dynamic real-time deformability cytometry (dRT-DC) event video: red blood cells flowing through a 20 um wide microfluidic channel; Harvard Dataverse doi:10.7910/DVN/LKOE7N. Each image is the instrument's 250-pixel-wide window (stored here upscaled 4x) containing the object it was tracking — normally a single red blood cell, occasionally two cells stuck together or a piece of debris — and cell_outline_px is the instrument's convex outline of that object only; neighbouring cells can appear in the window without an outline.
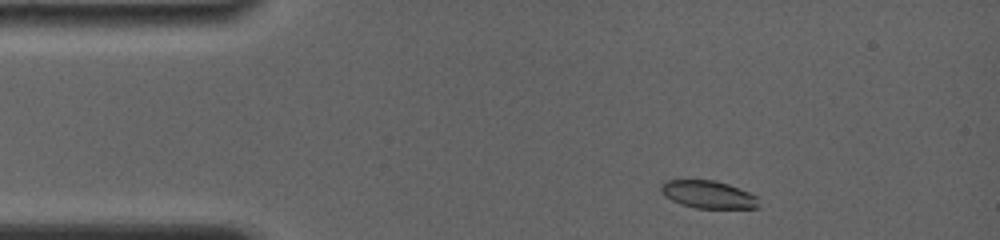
{"species": "common noctule bat (a hibernating species)", "species_latin": "Nyctalus noctula", "temperature_condition": "room temperature", "stored_images_in_passage": 26, "camera_frame_rate_fps": 4000, "um_per_image_px": 0.085, "animal": {"sex": "female", "body_mass_g": 19.0, "forearm_length_mm": 56.7}, "frame": {"image": 1, "passage_image": 2, "time_ms": 0.5, "image_size_px": [1000, 240], "cell_outline_px": [[760, 208], [696, 208], [680, 204], [664, 196], [660, 192], [660, 184], [664, 180], [712, 180], [728, 184], [748, 192], [756, 196]], "centroid_in_image_um": [60.15, 16.53], "position_along_channel_um": 24.9, "area_um2": 15.78}}
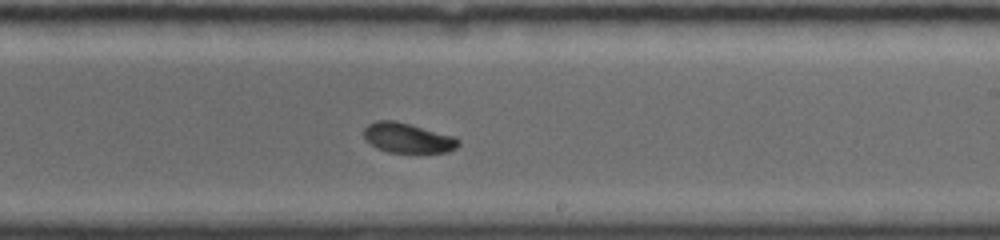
{"frame": {"image": 2, "passage_image": 16, "time_ms": 8.0, "image_size_px": [1000, 240], "cell_outline_px": [[460, 144], [456, 148], [448, 152], [388, 152], [376, 148], [364, 136], [364, 128], [368, 124], [376, 120], [396, 120], [456, 136], [460, 140]], "centroid_in_image_um": [34.69, 11.71], "position_along_channel_um": 254.3, "area_um2": 16.59}}
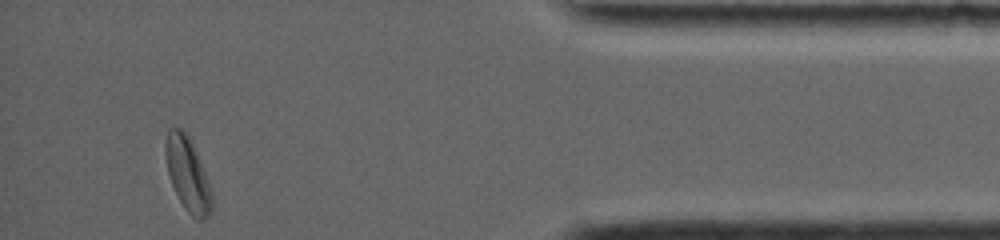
{"frame": {"image": 3, "passage_image": 26, "time_ms": 13.25, "image_size_px": [1000, 240], "cell_outline_px": [[212, 212], [204, 220], [196, 220], [184, 208], [172, 184], [168, 172], [164, 152], [164, 148], [168, 128], [180, 128], [188, 136], [196, 152], [208, 180], [212, 196]], "centroid_in_image_um": [15.95, 14.84], "position_along_channel_um": 419.3, "area_um2": 19.71}, "authors_computed_cell_mechanics": {"area_um2": 16.7909, "velocity_mm_per_s": 3.83, "shape_relaxation_time_tau1_ms": 2.2102, "shape_relaxation_time_tau2_ms": null, "deformation_change_tau1": 0.1053, "deformation_change_tau2": null}}